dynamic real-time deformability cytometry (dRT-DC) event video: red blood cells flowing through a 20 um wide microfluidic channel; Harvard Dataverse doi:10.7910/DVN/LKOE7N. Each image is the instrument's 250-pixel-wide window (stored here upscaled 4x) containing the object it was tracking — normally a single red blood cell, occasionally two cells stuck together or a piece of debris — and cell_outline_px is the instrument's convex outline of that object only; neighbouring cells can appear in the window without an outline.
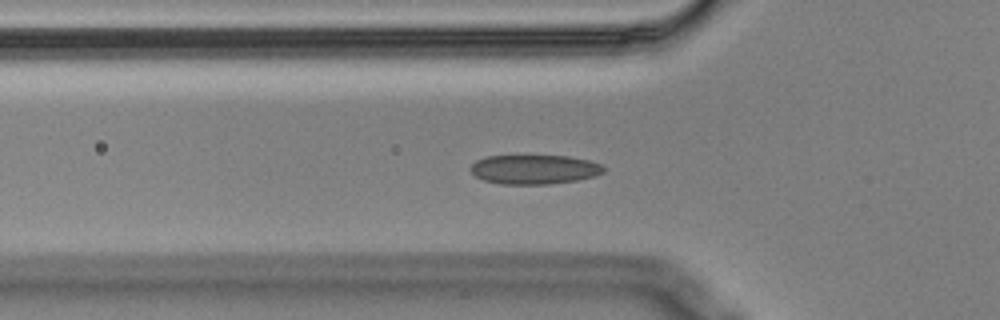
{"species": "Egyptian fruit bat (a non-hibernating species)", "species_latin": "Rousettus aegyptiacus", "temperature_condition": "cold", "stored_images_in_passage": 57, "camera_frame_rate_fps": 3000, "um_per_image_px": 0.085, "animal": {"sex": "male"}, "frame": {"image": 1, "passage_image": 18, "time_ms": 5.667, "image_size_px": [1000, 320], "cell_outline_px": [[604, 172], [596, 176], [576, 180], [548, 184], [500, 184], [484, 180], [476, 176], [468, 168], [476, 160], [484, 156], [568, 156], [588, 160], [600, 164], [604, 168]], "centroid_in_image_um": [45.39, 14.4], "position_along_channel_um": 80.4, "area_um2": 22.72}}
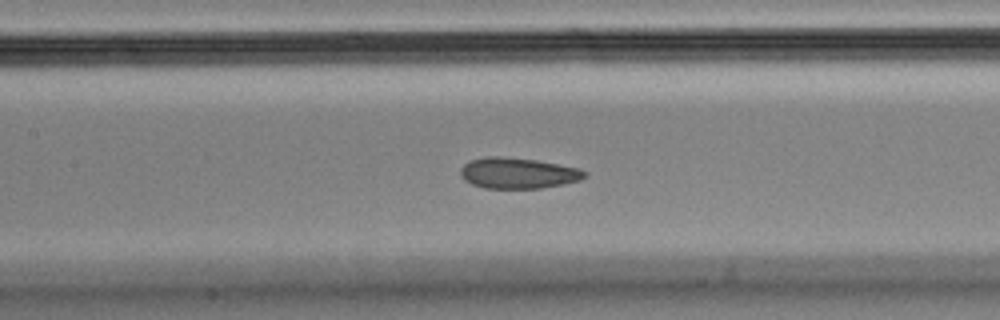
{"frame": {"image": 2, "passage_image": 25, "time_ms": 8.0, "image_size_px": [1000, 320], "cell_outline_px": [[588, 176], [580, 180], [564, 184], [540, 188], [484, 188], [472, 184], [464, 180], [460, 176], [460, 168], [464, 164], [472, 160], [488, 156], [500, 156], [536, 160], [580, 168], [588, 172]], "centroid_in_image_um": [44.05, 14.71], "position_along_channel_um": 163.4, "area_um2": 22.43}}
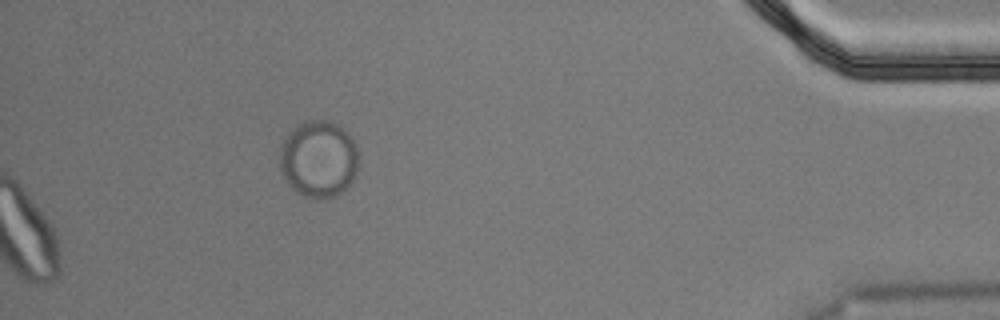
{"frame": {"image": 3, "passage_image": 57, "time_ms": 18.667, "image_size_px": [1000, 320], "cell_outline_px": [[356, 172], [352, 180], [336, 196], [320, 200], [312, 200], [304, 196], [292, 188], [284, 180], [280, 172], [280, 144], [284, 136], [296, 124], [304, 120], [332, 120], [340, 124], [352, 136], [356, 144]], "centroid_in_image_um": [27.04, 13.48], "position_along_channel_um": 408.2, "area_um2": 36.07}, "authors_computed_cell_mechanics": {"area_um2": 22.6576, "velocity_mm_per_s": 3.5098, "shape_relaxation_time_tau1_ms": null, "shape_relaxation_time_tau2_ms": 1.76, "deformation_change_tau1": null, "deformation_change_tau2": 0.0442}}